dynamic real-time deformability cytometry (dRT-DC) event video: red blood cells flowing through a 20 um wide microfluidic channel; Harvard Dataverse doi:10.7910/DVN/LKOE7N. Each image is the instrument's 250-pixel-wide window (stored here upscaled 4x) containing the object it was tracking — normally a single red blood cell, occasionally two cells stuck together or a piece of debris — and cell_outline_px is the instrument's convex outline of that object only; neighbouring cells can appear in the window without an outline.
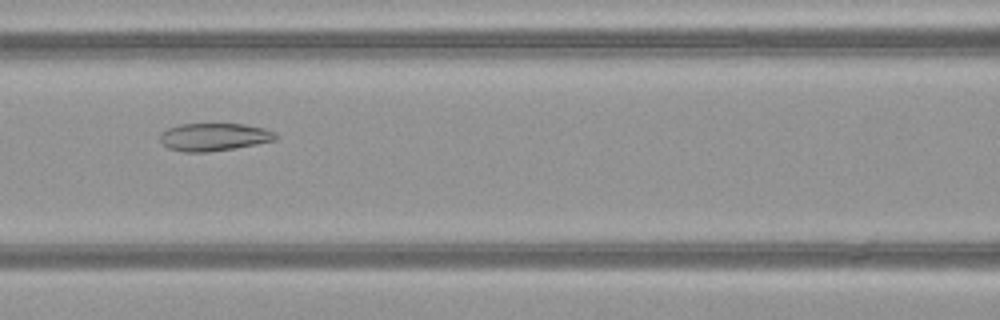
{"species": "common noctule bat (a hibernating species)", "species_latin": "Nyctalus noctula", "temperature_condition": "warm", "stored_images_in_passage": 37, "camera_frame_rate_fps": 3000, "um_per_image_px": 0.085, "animal": {"sex": "female", "body_mass_g": 21.9}, "frame": {"image": 1, "passage_image": 9, "time_ms": 2.667, "image_size_px": [1000, 320], "cell_outline_px": [[280, 136], [276, 140], [256, 144], [208, 152], [184, 152], [168, 148], [160, 140], [160, 132], [168, 128], [180, 124], [244, 124], [264, 128], [276, 132]], "centroid_in_image_um": [18.21, 11.63], "position_along_channel_um": 148.4, "area_um2": 18.73}}
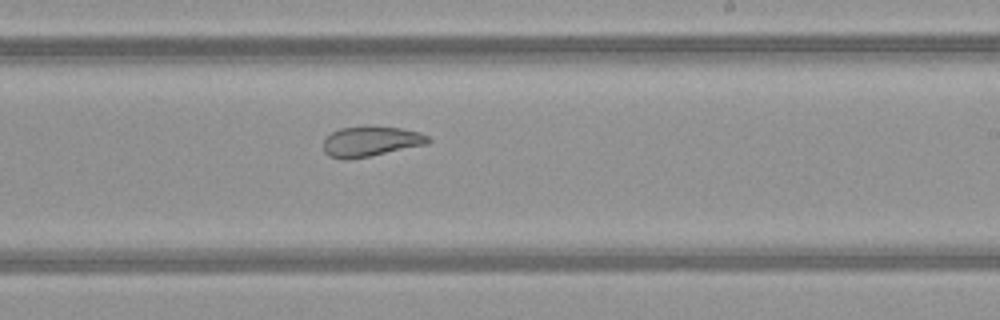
{"frame": {"image": 2, "passage_image": 17, "time_ms": 5.333, "image_size_px": [1000, 320], "cell_outline_px": [[432, 140], [428, 144], [348, 160], [344, 160], [328, 156], [324, 152], [324, 140], [332, 132], [340, 128], [372, 124], [400, 128], [420, 132], [428, 136]], "centroid_in_image_um": [31.52, 11.99], "position_along_channel_um": 257.5, "area_um2": 18.79}}
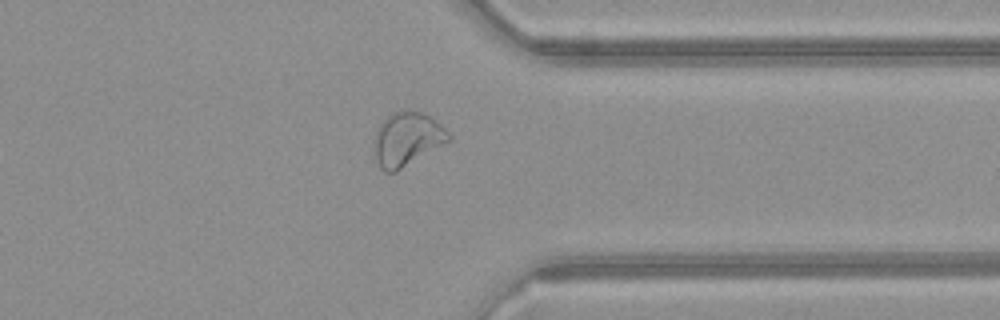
{"frame": {"image": 3, "passage_image": 26, "time_ms": 8.333, "image_size_px": [1000, 320], "cell_outline_px": [[452, 140], [396, 172], [384, 172], [380, 168], [376, 160], [372, 148], [372, 140], [380, 124], [392, 112], [408, 108], [420, 112], [436, 120], [452, 136]], "centroid_in_image_um": [34.58, 11.83], "position_along_channel_um": 376.8, "area_um2": 23.81}, "authors_computed_cell_mechanics": {"area_um2": 20.6346, "velocity_mm_per_s": 4.1049, "shape_relaxation_time_tau1_ms": null, "shape_relaxation_time_tau2_ms": 1.7114, "deformation_change_tau1": null, "deformation_change_tau2": 0.0851}}